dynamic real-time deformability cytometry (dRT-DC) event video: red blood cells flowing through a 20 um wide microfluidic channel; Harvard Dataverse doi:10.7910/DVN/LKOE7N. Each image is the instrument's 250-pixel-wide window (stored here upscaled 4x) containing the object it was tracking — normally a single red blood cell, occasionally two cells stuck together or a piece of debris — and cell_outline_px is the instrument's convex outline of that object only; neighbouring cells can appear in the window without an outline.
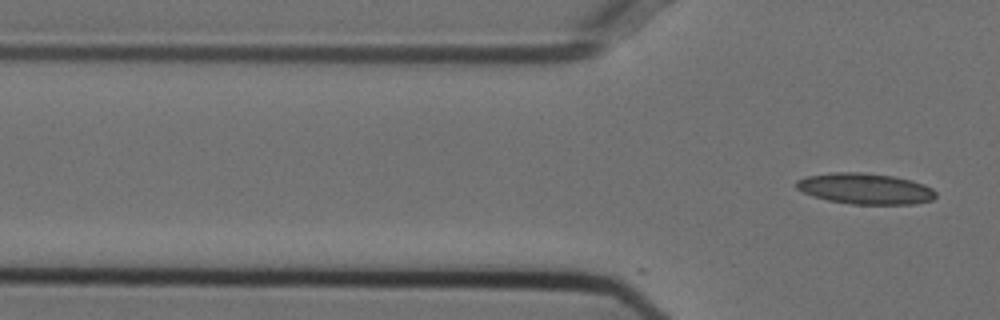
{"species": "Egyptian fruit bat (a non-hibernating species)", "species_latin": "Rousettus aegyptiacus", "temperature_condition": "cold", "stored_images_in_passage": 5, "camera_frame_rate_fps": 3000, "um_per_image_px": 0.085, "animal": {"sex": "female"}, "frame": {"image": 1, "passage_image": 5, "time_ms": 1.333, "image_size_px": [1000, 320], "cell_outline_px": [[936, 196], [932, 200], [916, 204], [852, 204], [828, 200], [812, 196], [796, 188], [796, 180], [804, 176], [832, 172], [864, 172], [892, 176], [912, 180], [924, 184], [932, 188], [936, 192]], "centroid_in_image_um": [73.54, 16.03], "position_along_channel_um": 52.3, "area_um2": 25.32}}